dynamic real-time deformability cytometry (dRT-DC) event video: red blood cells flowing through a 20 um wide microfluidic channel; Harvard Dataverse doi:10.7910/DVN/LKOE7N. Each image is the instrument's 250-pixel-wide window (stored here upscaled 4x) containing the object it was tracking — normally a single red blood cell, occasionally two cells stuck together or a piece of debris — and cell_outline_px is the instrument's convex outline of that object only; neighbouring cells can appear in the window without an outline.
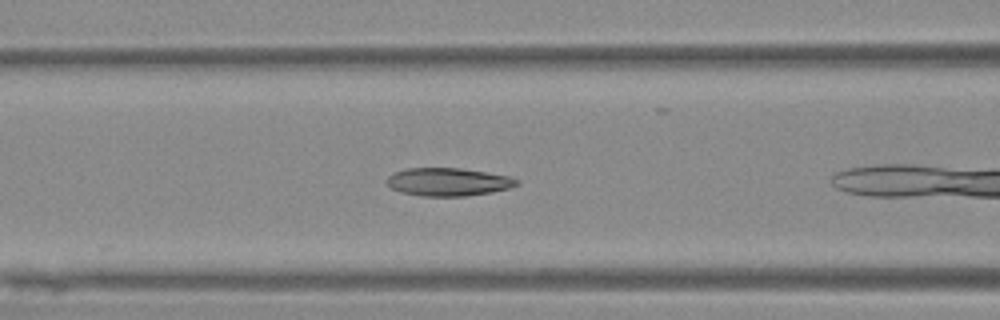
{"species": "Egyptian fruit bat (a non-hibernating species)", "species_latin": "Rousettus aegyptiacus", "temperature_condition": "warm", "stored_images_in_passage": 7, "camera_frame_rate_fps": 3000, "um_per_image_px": 0.085, "animal": {"sex": "female"}, "frame": {"image": 1, "passage_image": 6, "time_ms": 1.667, "image_size_px": [1000, 320], "cell_outline_px": [[520, 184], [512, 188], [492, 192], [468, 196], [420, 196], [400, 192], [392, 188], [388, 184], [388, 176], [396, 172], [408, 168], [460, 168], [508, 176], [520, 180]], "centroid_in_image_um": [38.15, 15.47], "position_along_channel_um": 128.5, "area_um2": 21.21}}